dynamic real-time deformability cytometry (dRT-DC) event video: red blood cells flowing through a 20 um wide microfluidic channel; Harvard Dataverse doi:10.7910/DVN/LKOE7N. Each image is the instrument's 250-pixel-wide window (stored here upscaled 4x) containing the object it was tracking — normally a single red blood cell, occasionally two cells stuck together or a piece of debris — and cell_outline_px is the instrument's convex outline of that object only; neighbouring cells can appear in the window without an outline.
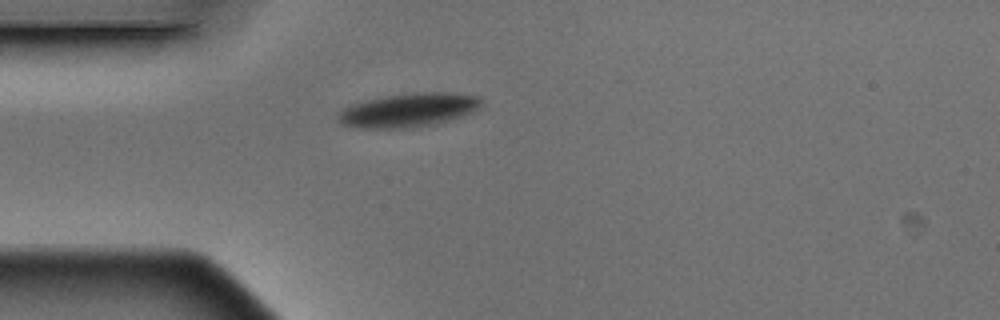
{"species": "Egyptian fruit bat (a non-hibernating species)", "species_latin": "Rousettus aegyptiacus", "temperature_condition": "warm", "stored_images_in_passage": 1, "camera_frame_rate_fps": 3000, "um_per_image_px": 0.085, "animal": {"sex": "male"}, "frame": {"image": 1, "passage_image": 1, "time_ms": 0.0, "image_size_px": [1000, 320], "cell_outline_px": [[484, 104], [480, 108], [464, 116], [432, 124], [404, 128], [360, 128], [344, 124], [336, 116], [344, 108], [352, 104], [368, 100], [388, 96], [412, 92], [444, 92], [480, 96]], "centroid_in_image_um": [34.79, 9.35], "position_along_channel_um": 50.2, "area_um2": 27.98}}